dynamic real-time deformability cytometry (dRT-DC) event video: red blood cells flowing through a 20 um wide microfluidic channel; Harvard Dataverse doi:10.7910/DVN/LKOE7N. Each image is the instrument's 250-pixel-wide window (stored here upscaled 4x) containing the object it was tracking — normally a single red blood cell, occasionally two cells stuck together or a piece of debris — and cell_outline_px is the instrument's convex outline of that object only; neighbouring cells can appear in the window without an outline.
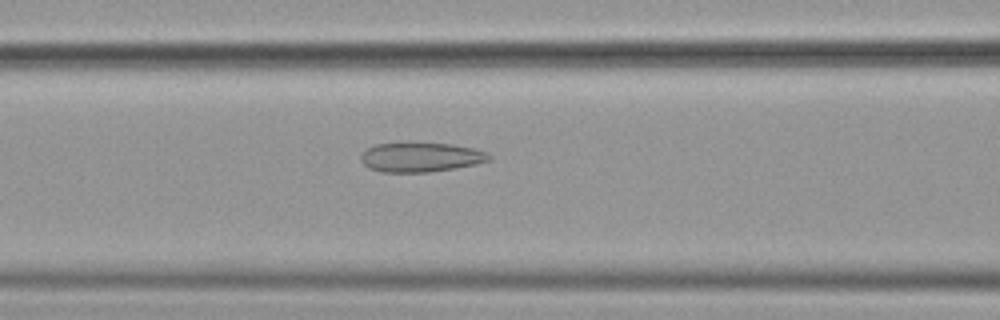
{"species": "common noctule bat (a hibernating species)", "species_latin": "Nyctalus noctula", "temperature_condition": "cold", "stored_images_in_passage": 56, "camera_frame_rate_fps": 3000, "um_per_image_px": 0.085, "animal": {"sex": "female", "body_mass_g": 19.9}, "frame": {"image": 1, "passage_image": 24, "time_ms": 7.667, "image_size_px": [1000, 320], "cell_outline_px": [[492, 160], [476, 164], [456, 168], [428, 172], [380, 172], [368, 168], [360, 160], [360, 156], [368, 148], [376, 144], [452, 144], [476, 148], [488, 152], [492, 156]], "centroid_in_image_um": [35.82, 13.38], "position_along_channel_um": 130.8, "area_um2": 21.91}}
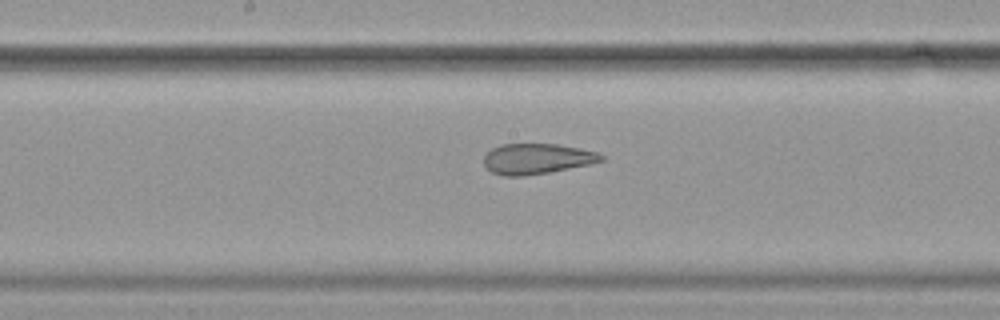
{"frame": {"image": 2, "passage_image": 30, "time_ms": 9.667, "image_size_px": [1000, 320], "cell_outline_px": [[604, 160], [592, 164], [548, 172], [524, 176], [504, 176], [492, 172], [484, 164], [484, 156], [492, 148], [500, 144], [556, 144], [580, 148], [596, 152], [604, 156]], "centroid_in_image_um": [45.64, 13.49], "position_along_channel_um": 202.6, "area_um2": 20.81}}
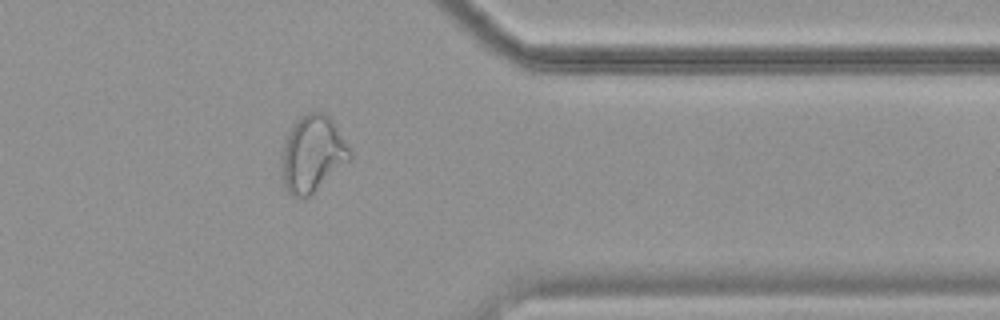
{"frame": {"image": 3, "passage_image": 46, "time_ms": 15.0, "image_size_px": [1000, 320], "cell_outline_px": [[352, 156], [312, 196], [292, 196], [284, 188], [280, 176], [280, 156], [284, 140], [292, 124], [300, 116], [308, 112], [324, 112], [332, 120], [352, 148]], "centroid_in_image_um": [26.52, 13.08], "position_along_channel_um": 384.9, "area_um2": 31.1}, "authors_computed_cell_mechanics": {"area_um2": 28.1197, "velocity_mm_per_s": 3.5898, "shape_relaxation_time_tau1_ms": null, "shape_relaxation_time_tau2_ms": 2.1702, "deformation_change_tau1": null, "deformation_change_tau2": 0.1002}}